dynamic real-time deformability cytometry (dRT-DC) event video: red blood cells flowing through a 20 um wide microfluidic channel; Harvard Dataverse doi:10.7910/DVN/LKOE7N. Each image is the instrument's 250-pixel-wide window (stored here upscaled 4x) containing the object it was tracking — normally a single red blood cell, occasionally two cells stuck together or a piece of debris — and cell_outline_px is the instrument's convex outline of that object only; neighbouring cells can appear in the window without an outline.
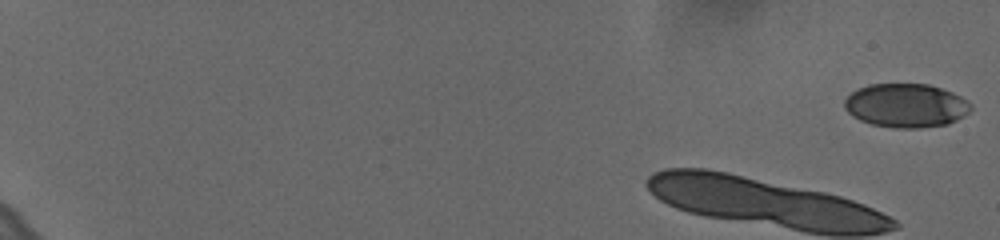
{"species": "human", "species_latin": "Homo sapiens", "temperature_condition": "cold", "stored_images_in_passage": 10, "camera_frame_rate_fps": 3000, "um_per_image_px": 0.085, "donor": {"sex": "female"}, "frame": {"image": 1, "passage_image": 1, "time_ms": 0.0, "image_size_px": [1000, 240], "cell_outline_px": [[972, 108], [964, 116], [948, 124], [916, 128], [900, 128], [872, 124], [860, 120], [848, 112], [844, 108], [844, 100], [852, 92], [868, 84], [928, 84], [952, 92], [960, 96]], "centroid_in_image_um": [76.99, 8.96], "position_along_channel_um": 8.0, "area_um2": 31.91}}
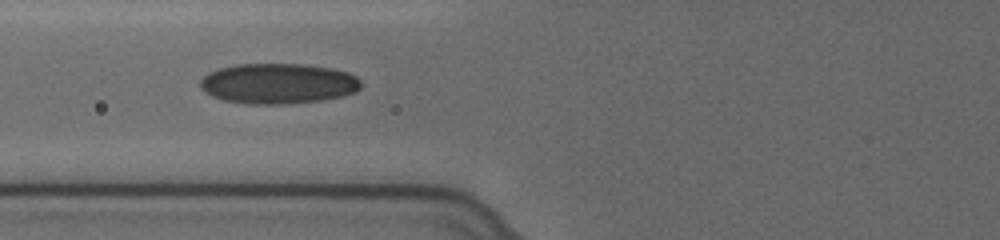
{"frame": {"image": 2, "passage_image": 9, "time_ms": 2.667, "image_size_px": [1000, 240], "cell_outline_px": [[360, 88], [356, 92], [340, 96], [320, 100], [284, 104], [248, 104], [224, 100], [212, 96], [204, 92], [200, 88], [200, 80], [208, 72], [220, 68], [236, 64], [300, 64], [332, 68], [348, 72], [356, 76], [360, 80]], "centroid_in_image_um": [23.62, 7.1], "position_along_channel_um": 102.2, "area_um2": 37.86}}
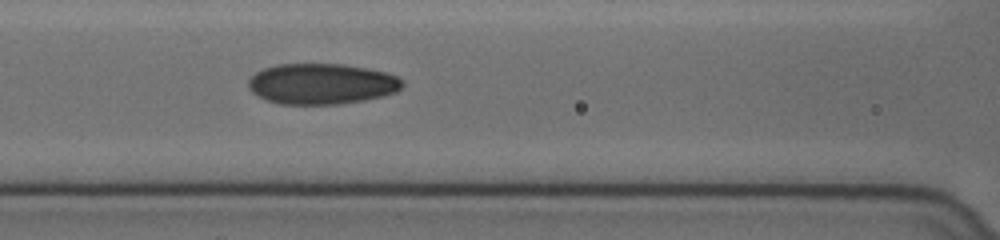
{"frame": {"image": 3, "passage_image": 10, "time_ms": 3.0, "image_size_px": [1000, 240], "cell_outline_px": [[404, 84], [396, 92], [380, 96], [340, 104], [280, 104], [268, 100], [252, 92], [248, 88], [248, 80], [256, 72], [264, 68], [276, 64], [340, 64], [368, 68], [384, 72], [396, 76], [404, 80]], "centroid_in_image_um": [27.32, 7.12], "position_along_channel_um": 139.3, "area_um2": 36.36}}